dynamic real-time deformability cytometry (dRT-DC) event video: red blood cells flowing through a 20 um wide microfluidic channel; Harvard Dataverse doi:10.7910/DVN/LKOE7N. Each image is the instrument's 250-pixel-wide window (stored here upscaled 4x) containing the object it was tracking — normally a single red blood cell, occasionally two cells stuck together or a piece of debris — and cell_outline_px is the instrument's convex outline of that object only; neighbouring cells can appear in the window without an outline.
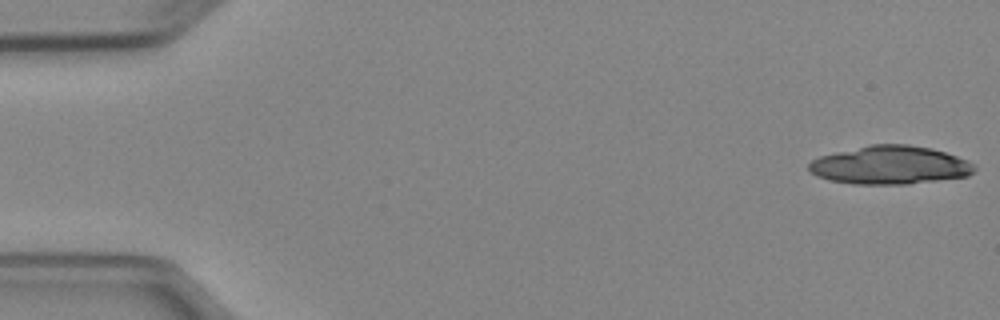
{"species": "Egyptian fruit bat (a non-hibernating species)", "species_latin": "Rousettus aegyptiacus", "temperature_condition": "cold", "stored_images_in_passage": 4, "camera_frame_rate_fps": 3000, "um_per_image_px": 0.085, "animal": {"sex": "female"}, "frame": {"image": 1, "passage_image": 1, "time_ms": 0.0, "image_size_px": [1000, 320], "cell_outline_px": [[976, 168], [968, 176], [908, 184], [852, 184], [828, 180], [816, 176], [808, 168], [808, 164], [812, 160], [820, 156], [836, 152], [872, 144], [908, 144], [932, 148], [968, 160], [976, 164]], "centroid_in_image_um": [75.66, 14.04], "position_along_channel_um": 9.3, "area_um2": 37.05}}